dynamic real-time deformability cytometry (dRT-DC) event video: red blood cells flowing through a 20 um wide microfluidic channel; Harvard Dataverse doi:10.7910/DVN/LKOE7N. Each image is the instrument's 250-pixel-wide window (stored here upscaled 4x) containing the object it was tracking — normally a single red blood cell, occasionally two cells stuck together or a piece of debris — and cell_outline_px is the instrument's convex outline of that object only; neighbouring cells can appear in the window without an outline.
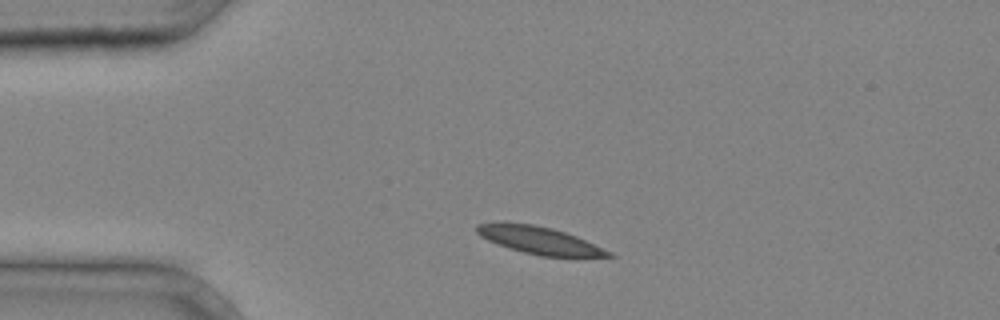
{"species": "common noctule bat (a hibernating species)", "species_latin": "Nyctalus noctula", "temperature_condition": "cold", "stored_images_in_passage": 1, "camera_frame_rate_fps": 3000, "um_per_image_px": 0.085, "animal": {"sex": "male", "body_mass_g": 20.4}, "frame": {"image": 1, "passage_image": 1, "time_ms": 0.0, "image_size_px": [1000, 320], "cell_outline_px": [[616, 256], [540, 256], [508, 248], [496, 244], [480, 236], [476, 232], [476, 224], [504, 220], [532, 224], [552, 228], [576, 236], [612, 252]], "centroid_in_image_um": [45.74, 20.38], "position_along_channel_um": 39.3, "area_um2": 21.15}}